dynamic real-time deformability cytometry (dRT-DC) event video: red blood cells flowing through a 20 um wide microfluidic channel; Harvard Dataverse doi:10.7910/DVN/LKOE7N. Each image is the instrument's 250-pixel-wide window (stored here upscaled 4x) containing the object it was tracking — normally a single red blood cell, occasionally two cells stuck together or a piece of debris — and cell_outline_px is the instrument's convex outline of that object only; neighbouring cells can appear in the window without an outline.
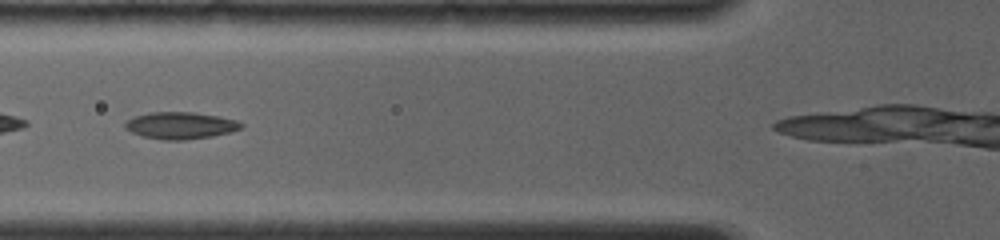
{"species": "common noctule bat (a hibernating species)", "species_latin": "Nyctalus noctula", "temperature_condition": "room temperature", "stored_images_in_passage": 5, "camera_frame_rate_fps": 4000, "um_per_image_px": 0.085, "animal": {"sex": "female", "body_mass_g": 19.0, "forearm_length_mm": 56.7}, "frame": {"image": 1, "passage_image": 4, "time_ms": 1.25, "image_size_px": [1000, 240], "cell_outline_px": [[244, 124], [240, 128], [232, 132], [212, 136], [184, 140], [164, 140], [144, 136], [132, 132], [124, 128], [124, 124], [128, 120], [136, 116], [148, 112], [196, 112], [236, 120]], "centroid_in_image_um": [15.34, 10.66], "position_along_channel_um": 110.5, "area_um2": 18.09}}